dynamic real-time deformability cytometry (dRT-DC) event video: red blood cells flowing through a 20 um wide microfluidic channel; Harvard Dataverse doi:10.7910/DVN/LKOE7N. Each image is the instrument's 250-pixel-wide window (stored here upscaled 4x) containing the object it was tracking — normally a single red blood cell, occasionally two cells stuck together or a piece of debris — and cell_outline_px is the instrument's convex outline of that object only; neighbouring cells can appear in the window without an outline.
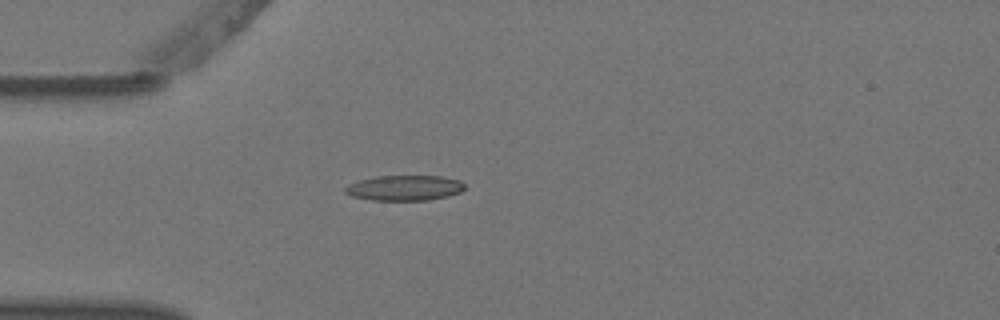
{"species": "Egyptian fruit bat (a non-hibernating species)", "species_latin": "Rousettus aegyptiacus", "temperature_condition": "warm", "stored_images_in_passage": 1, "camera_frame_rate_fps": 3000, "um_per_image_px": 0.085, "animal": {"sex": "female"}, "frame": {"image": 1, "passage_image": 1, "time_ms": 0.0, "image_size_px": [1000, 320], "cell_outline_px": [[464, 188], [460, 192], [448, 196], [428, 200], [372, 200], [352, 196], [344, 192], [344, 188], [348, 184], [360, 180], [376, 176], [444, 176], [460, 180], [464, 184]], "centroid_in_image_um": [34.38, 15.97], "position_along_channel_um": 50.6, "area_um2": 17.63}}